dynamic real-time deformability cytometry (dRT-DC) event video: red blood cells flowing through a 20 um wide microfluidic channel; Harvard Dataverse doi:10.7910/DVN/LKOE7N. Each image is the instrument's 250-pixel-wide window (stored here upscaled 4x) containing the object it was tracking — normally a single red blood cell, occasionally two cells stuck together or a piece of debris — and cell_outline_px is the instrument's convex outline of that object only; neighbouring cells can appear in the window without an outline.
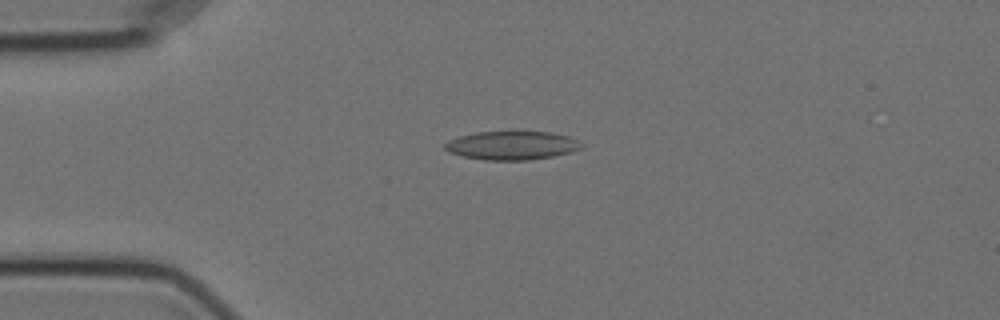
{"species": "Egyptian fruit bat (a non-hibernating species)", "species_latin": "Rousettus aegyptiacus", "temperature_condition": "cold", "stored_images_in_passage": 44, "camera_frame_rate_fps": 3000, "um_per_image_px": 0.085, "animal": {"sex": "female"}, "frame": {"image": 1, "passage_image": 1, "time_ms": 0.0, "image_size_px": [1000, 320], "cell_outline_px": [[584, 148], [572, 152], [552, 156], [528, 160], [484, 160], [460, 156], [448, 152], [444, 148], [444, 144], [448, 140], [460, 136], [476, 132], [552, 132], [568, 136], [584, 144]], "centroid_in_image_um": [43.51, 12.37], "position_along_channel_um": 41.5, "area_um2": 22.89}}
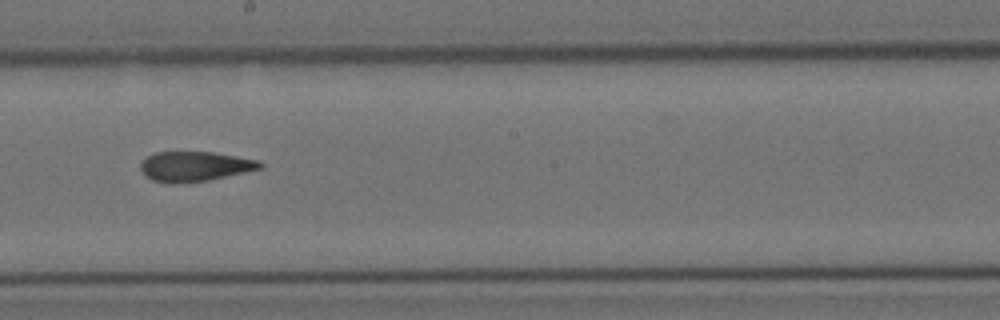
{"frame": {"image": 2, "passage_image": 19, "time_ms": 6.0, "image_size_px": [1000, 320], "cell_outline_px": [[264, 164], [260, 168], [244, 172], [208, 180], [172, 184], [168, 184], [152, 180], [144, 176], [140, 168], [140, 164], [152, 152], [212, 152], [260, 160]], "centroid_in_image_um": [16.51, 14.14], "position_along_channel_um": 231.7, "area_um2": 20.81}}
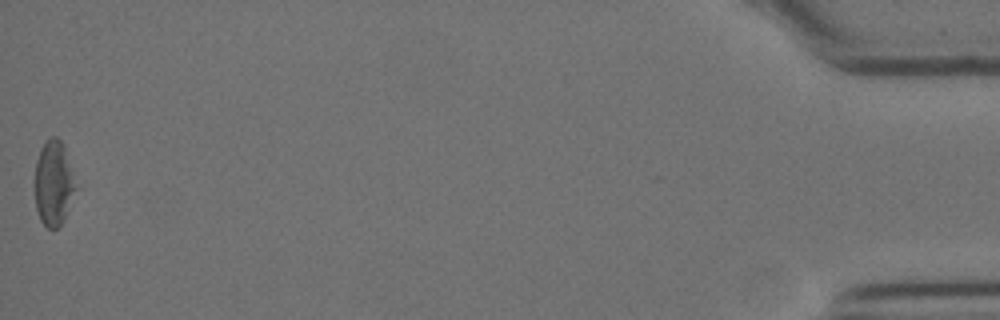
{"frame": {"image": 3, "passage_image": 44, "time_ms": 14.333, "image_size_px": [1000, 320], "cell_outline_px": [[76, 188], [64, 220], [56, 228], [48, 228], [40, 220], [36, 208], [36, 160], [40, 148], [52, 136], [56, 136], [64, 144]], "centroid_in_image_um": [4.55, 15.56], "position_along_channel_um": 430.6, "area_um2": 19.77}, "authors_computed_cell_mechanics": {"area_um2": 21.7039, "velocity_mm_per_s": 3.5588, "shape_relaxation_time_tau1_ms": null, "shape_relaxation_time_tau2_ms": 4.4768, "deformation_change_tau1": null, "deformation_change_tau2": 0.1251}}